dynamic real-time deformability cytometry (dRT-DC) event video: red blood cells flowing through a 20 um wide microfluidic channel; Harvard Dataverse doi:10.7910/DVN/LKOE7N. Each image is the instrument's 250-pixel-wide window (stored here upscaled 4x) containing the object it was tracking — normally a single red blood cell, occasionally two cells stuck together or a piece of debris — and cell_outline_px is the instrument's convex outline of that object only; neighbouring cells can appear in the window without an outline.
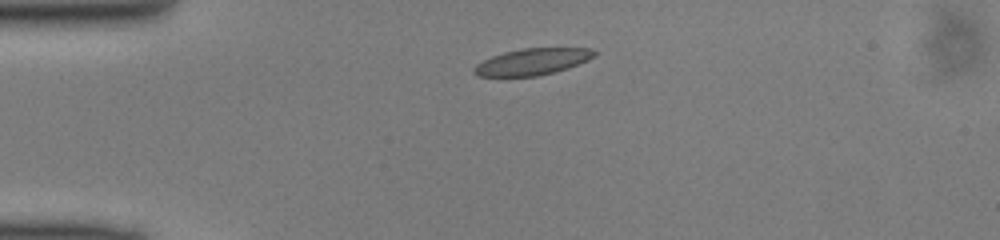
{"species": "common noctule bat (a hibernating species)", "species_latin": "Nyctalus noctula", "temperature_condition": "cold", "stored_images_in_passage": 39, "camera_frame_rate_fps": 3000, "um_per_image_px": 0.085, "animal": {"sex": "male", "body_mass_g": 13.0, "forearm_length_mm": 53.1}, "frame": {"image": 1, "passage_image": 1, "time_ms": 0.0, "image_size_px": [1000, 240], "cell_outline_px": [[596, 56], [588, 60], [568, 68], [556, 72], [540, 76], [476, 76], [472, 72], [472, 68], [476, 64], [492, 56], [504, 52], [524, 48], [592, 48], [596, 52]], "centroid_in_image_um": [45.25, 5.25], "position_along_channel_um": 39.7, "area_um2": 18.73}}
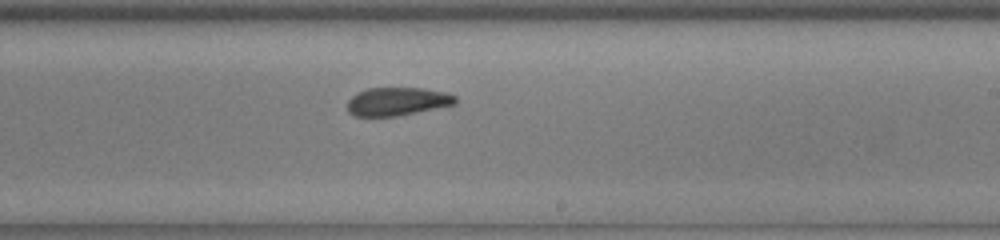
{"frame": {"image": 2, "passage_image": 19, "time_ms": 6.0, "image_size_px": [1000, 240], "cell_outline_px": [[456, 104], [396, 116], [356, 116], [348, 112], [348, 100], [356, 92], [368, 88], [424, 88], [448, 92], [456, 96]], "centroid_in_image_um": [33.78, 8.61], "position_along_channel_um": 255.2, "area_um2": 17.8}}
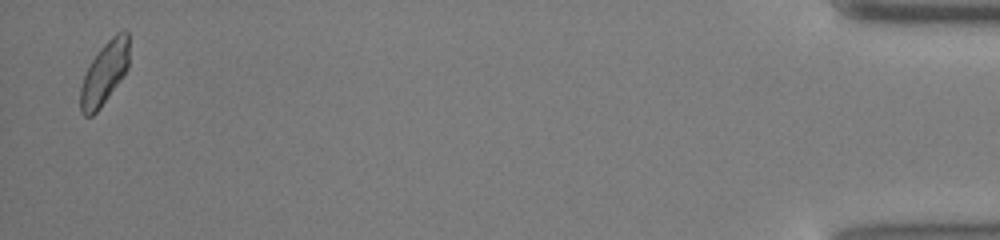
{"frame": {"image": 3, "passage_image": 38, "time_ms": 12.333, "image_size_px": [1000, 240], "cell_outline_px": [[128, 68], [124, 76], [100, 108], [92, 116], [84, 116], [80, 112], [80, 88], [84, 76], [92, 60], [100, 48], [116, 32], [124, 28], [128, 32]], "centroid_in_image_um": [8.88, 6.22], "position_along_channel_um": 426.3, "area_um2": 17.86}}